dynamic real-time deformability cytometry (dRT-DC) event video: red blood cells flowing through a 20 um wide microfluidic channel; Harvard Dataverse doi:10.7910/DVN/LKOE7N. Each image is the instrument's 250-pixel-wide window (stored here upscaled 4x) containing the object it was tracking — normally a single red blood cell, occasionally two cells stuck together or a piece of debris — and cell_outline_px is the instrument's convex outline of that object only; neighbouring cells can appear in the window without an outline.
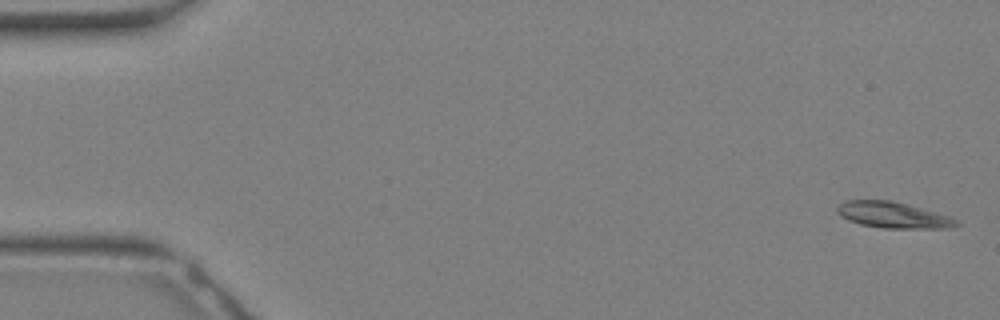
{"species": "Egyptian fruit bat (a non-hibernating species)", "species_latin": "Rousettus aegyptiacus", "temperature_condition": "warm", "stored_images_in_passage": 10, "camera_frame_rate_fps": 3000, "um_per_image_px": 0.085, "animal": {"sex": "female"}, "frame": {"image": 1, "passage_image": 1, "time_ms": 0.0, "image_size_px": [1000, 320], "cell_outline_px": [[960, 224], [948, 228], [884, 228], [860, 224], [848, 220], [840, 216], [836, 212], [836, 208], [844, 200], [892, 200], [908, 204], [948, 216], [956, 220]], "centroid_in_image_um": [75.85, 18.27], "position_along_channel_um": 9.1, "area_um2": 18.03}}
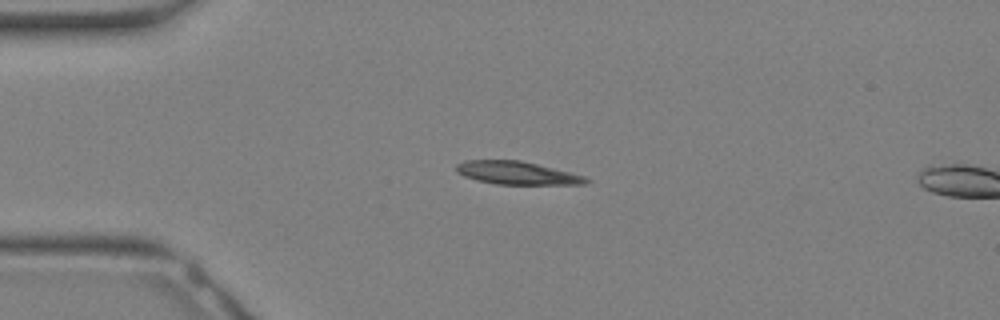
{"frame": {"image": 2, "passage_image": 8, "time_ms": 2.333, "image_size_px": [1000, 320], "cell_outline_px": [[592, 180], [588, 184], [496, 184], [476, 180], [464, 176], [456, 172], [456, 164], [464, 160], [520, 160], [584, 176]], "centroid_in_image_um": [43.91, 14.7], "position_along_channel_um": 41.1, "area_um2": 17.28}}